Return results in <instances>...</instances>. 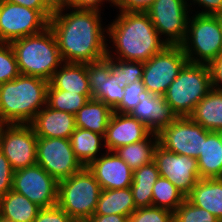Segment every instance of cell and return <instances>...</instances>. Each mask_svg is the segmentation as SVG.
Here are the masks:
<instances>
[{"label":"cell","mask_w":222,"mask_h":222,"mask_svg":"<svg viewBox=\"0 0 222 222\" xmlns=\"http://www.w3.org/2000/svg\"><path fill=\"white\" fill-rule=\"evenodd\" d=\"M102 20L101 11L92 9L66 7L53 12L49 28L64 62L86 64L106 57L109 40Z\"/></svg>","instance_id":"obj_1"},{"label":"cell","mask_w":222,"mask_h":222,"mask_svg":"<svg viewBox=\"0 0 222 222\" xmlns=\"http://www.w3.org/2000/svg\"><path fill=\"white\" fill-rule=\"evenodd\" d=\"M119 12L115 20L107 26V36L113 42V47L107 46L108 57L146 62L167 45L147 12ZM112 48L114 52L110 50Z\"/></svg>","instance_id":"obj_2"},{"label":"cell","mask_w":222,"mask_h":222,"mask_svg":"<svg viewBox=\"0 0 222 222\" xmlns=\"http://www.w3.org/2000/svg\"><path fill=\"white\" fill-rule=\"evenodd\" d=\"M49 82L19 75L0 85V121L3 124H29L46 105Z\"/></svg>","instance_id":"obj_3"},{"label":"cell","mask_w":222,"mask_h":222,"mask_svg":"<svg viewBox=\"0 0 222 222\" xmlns=\"http://www.w3.org/2000/svg\"><path fill=\"white\" fill-rule=\"evenodd\" d=\"M15 53L20 75L39 77L50 81L54 72L64 63L52 30L19 38L10 42Z\"/></svg>","instance_id":"obj_4"},{"label":"cell","mask_w":222,"mask_h":222,"mask_svg":"<svg viewBox=\"0 0 222 222\" xmlns=\"http://www.w3.org/2000/svg\"><path fill=\"white\" fill-rule=\"evenodd\" d=\"M212 89L209 66L187 63L163 98L177 117L189 116Z\"/></svg>","instance_id":"obj_5"},{"label":"cell","mask_w":222,"mask_h":222,"mask_svg":"<svg viewBox=\"0 0 222 222\" xmlns=\"http://www.w3.org/2000/svg\"><path fill=\"white\" fill-rule=\"evenodd\" d=\"M181 46L189 63L209 65L222 52V15L190 16Z\"/></svg>","instance_id":"obj_6"},{"label":"cell","mask_w":222,"mask_h":222,"mask_svg":"<svg viewBox=\"0 0 222 222\" xmlns=\"http://www.w3.org/2000/svg\"><path fill=\"white\" fill-rule=\"evenodd\" d=\"M101 190L93 173L84 166L58 181L57 205L74 220H88L95 212Z\"/></svg>","instance_id":"obj_7"},{"label":"cell","mask_w":222,"mask_h":222,"mask_svg":"<svg viewBox=\"0 0 222 222\" xmlns=\"http://www.w3.org/2000/svg\"><path fill=\"white\" fill-rule=\"evenodd\" d=\"M187 63L188 60L181 45H166L144 62L142 82L146 92L163 97Z\"/></svg>","instance_id":"obj_8"},{"label":"cell","mask_w":222,"mask_h":222,"mask_svg":"<svg viewBox=\"0 0 222 222\" xmlns=\"http://www.w3.org/2000/svg\"><path fill=\"white\" fill-rule=\"evenodd\" d=\"M190 10L186 0H154L146 12L167 45H181L187 35Z\"/></svg>","instance_id":"obj_9"},{"label":"cell","mask_w":222,"mask_h":222,"mask_svg":"<svg viewBox=\"0 0 222 222\" xmlns=\"http://www.w3.org/2000/svg\"><path fill=\"white\" fill-rule=\"evenodd\" d=\"M211 133L189 116L177 117L169 126L158 133V144L176 154L198 158L203 140Z\"/></svg>","instance_id":"obj_10"},{"label":"cell","mask_w":222,"mask_h":222,"mask_svg":"<svg viewBox=\"0 0 222 222\" xmlns=\"http://www.w3.org/2000/svg\"><path fill=\"white\" fill-rule=\"evenodd\" d=\"M49 27V20L39 11L0 0V42L38 34Z\"/></svg>","instance_id":"obj_11"},{"label":"cell","mask_w":222,"mask_h":222,"mask_svg":"<svg viewBox=\"0 0 222 222\" xmlns=\"http://www.w3.org/2000/svg\"><path fill=\"white\" fill-rule=\"evenodd\" d=\"M37 139L30 124H3L0 150L14 171L37 164Z\"/></svg>","instance_id":"obj_12"},{"label":"cell","mask_w":222,"mask_h":222,"mask_svg":"<svg viewBox=\"0 0 222 222\" xmlns=\"http://www.w3.org/2000/svg\"><path fill=\"white\" fill-rule=\"evenodd\" d=\"M37 164L57 181L69 178L84 166L76 158L70 139H37Z\"/></svg>","instance_id":"obj_13"},{"label":"cell","mask_w":222,"mask_h":222,"mask_svg":"<svg viewBox=\"0 0 222 222\" xmlns=\"http://www.w3.org/2000/svg\"><path fill=\"white\" fill-rule=\"evenodd\" d=\"M12 190L27 197L41 208L57 205L58 181L38 164L15 170Z\"/></svg>","instance_id":"obj_14"},{"label":"cell","mask_w":222,"mask_h":222,"mask_svg":"<svg viewBox=\"0 0 222 222\" xmlns=\"http://www.w3.org/2000/svg\"><path fill=\"white\" fill-rule=\"evenodd\" d=\"M160 176L173 183L187 197L200 178L196 158L168 151L159 144L154 151V159Z\"/></svg>","instance_id":"obj_15"},{"label":"cell","mask_w":222,"mask_h":222,"mask_svg":"<svg viewBox=\"0 0 222 222\" xmlns=\"http://www.w3.org/2000/svg\"><path fill=\"white\" fill-rule=\"evenodd\" d=\"M87 168L93 173L102 190L130 187L133 182V170L115 151H105Z\"/></svg>","instance_id":"obj_16"},{"label":"cell","mask_w":222,"mask_h":222,"mask_svg":"<svg viewBox=\"0 0 222 222\" xmlns=\"http://www.w3.org/2000/svg\"><path fill=\"white\" fill-rule=\"evenodd\" d=\"M152 131L130 113L113 112L104 136L107 151L145 140Z\"/></svg>","instance_id":"obj_17"},{"label":"cell","mask_w":222,"mask_h":222,"mask_svg":"<svg viewBox=\"0 0 222 222\" xmlns=\"http://www.w3.org/2000/svg\"><path fill=\"white\" fill-rule=\"evenodd\" d=\"M37 137L70 139L76 129L75 115L45 105L29 123Z\"/></svg>","instance_id":"obj_18"},{"label":"cell","mask_w":222,"mask_h":222,"mask_svg":"<svg viewBox=\"0 0 222 222\" xmlns=\"http://www.w3.org/2000/svg\"><path fill=\"white\" fill-rule=\"evenodd\" d=\"M130 114L146 124L153 133H158L177 118L163 97L150 93L142 96Z\"/></svg>","instance_id":"obj_19"},{"label":"cell","mask_w":222,"mask_h":222,"mask_svg":"<svg viewBox=\"0 0 222 222\" xmlns=\"http://www.w3.org/2000/svg\"><path fill=\"white\" fill-rule=\"evenodd\" d=\"M186 198L222 221V178L199 179Z\"/></svg>","instance_id":"obj_20"},{"label":"cell","mask_w":222,"mask_h":222,"mask_svg":"<svg viewBox=\"0 0 222 222\" xmlns=\"http://www.w3.org/2000/svg\"><path fill=\"white\" fill-rule=\"evenodd\" d=\"M49 84L58 90L82 95H92L89 87L86 64L64 62L53 74Z\"/></svg>","instance_id":"obj_21"},{"label":"cell","mask_w":222,"mask_h":222,"mask_svg":"<svg viewBox=\"0 0 222 222\" xmlns=\"http://www.w3.org/2000/svg\"><path fill=\"white\" fill-rule=\"evenodd\" d=\"M189 117L211 132L222 130V92L212 88Z\"/></svg>","instance_id":"obj_22"},{"label":"cell","mask_w":222,"mask_h":222,"mask_svg":"<svg viewBox=\"0 0 222 222\" xmlns=\"http://www.w3.org/2000/svg\"><path fill=\"white\" fill-rule=\"evenodd\" d=\"M113 112L103 101L92 98L77 111L76 127L105 136Z\"/></svg>","instance_id":"obj_23"},{"label":"cell","mask_w":222,"mask_h":222,"mask_svg":"<svg viewBox=\"0 0 222 222\" xmlns=\"http://www.w3.org/2000/svg\"><path fill=\"white\" fill-rule=\"evenodd\" d=\"M130 187L101 190L93 215L118 214L129 216L136 210Z\"/></svg>","instance_id":"obj_24"},{"label":"cell","mask_w":222,"mask_h":222,"mask_svg":"<svg viewBox=\"0 0 222 222\" xmlns=\"http://www.w3.org/2000/svg\"><path fill=\"white\" fill-rule=\"evenodd\" d=\"M197 162L201 179L222 178V142L217 132H211L203 140Z\"/></svg>","instance_id":"obj_25"},{"label":"cell","mask_w":222,"mask_h":222,"mask_svg":"<svg viewBox=\"0 0 222 222\" xmlns=\"http://www.w3.org/2000/svg\"><path fill=\"white\" fill-rule=\"evenodd\" d=\"M40 209L36 203L14 190L0 197V216L14 222H33Z\"/></svg>","instance_id":"obj_26"},{"label":"cell","mask_w":222,"mask_h":222,"mask_svg":"<svg viewBox=\"0 0 222 222\" xmlns=\"http://www.w3.org/2000/svg\"><path fill=\"white\" fill-rule=\"evenodd\" d=\"M70 142L76 158L85 167L98 159L103 154L101 147H105L103 135L78 127L71 134Z\"/></svg>","instance_id":"obj_27"},{"label":"cell","mask_w":222,"mask_h":222,"mask_svg":"<svg viewBox=\"0 0 222 222\" xmlns=\"http://www.w3.org/2000/svg\"><path fill=\"white\" fill-rule=\"evenodd\" d=\"M160 173L154 161L133 171L130 186L136 208L152 206V190Z\"/></svg>","instance_id":"obj_28"},{"label":"cell","mask_w":222,"mask_h":222,"mask_svg":"<svg viewBox=\"0 0 222 222\" xmlns=\"http://www.w3.org/2000/svg\"><path fill=\"white\" fill-rule=\"evenodd\" d=\"M157 145V133L152 132L145 140L121 146L115 152L134 171L153 161Z\"/></svg>","instance_id":"obj_29"},{"label":"cell","mask_w":222,"mask_h":222,"mask_svg":"<svg viewBox=\"0 0 222 222\" xmlns=\"http://www.w3.org/2000/svg\"><path fill=\"white\" fill-rule=\"evenodd\" d=\"M92 98V95L58 90L48 84L46 105L50 108L76 115L77 111Z\"/></svg>","instance_id":"obj_30"},{"label":"cell","mask_w":222,"mask_h":222,"mask_svg":"<svg viewBox=\"0 0 222 222\" xmlns=\"http://www.w3.org/2000/svg\"><path fill=\"white\" fill-rule=\"evenodd\" d=\"M186 197L165 177L160 176L152 190V206L174 212Z\"/></svg>","instance_id":"obj_31"},{"label":"cell","mask_w":222,"mask_h":222,"mask_svg":"<svg viewBox=\"0 0 222 222\" xmlns=\"http://www.w3.org/2000/svg\"><path fill=\"white\" fill-rule=\"evenodd\" d=\"M111 74L125 86L143 78L144 62L117 60L110 57Z\"/></svg>","instance_id":"obj_32"},{"label":"cell","mask_w":222,"mask_h":222,"mask_svg":"<svg viewBox=\"0 0 222 222\" xmlns=\"http://www.w3.org/2000/svg\"><path fill=\"white\" fill-rule=\"evenodd\" d=\"M174 222H220V220L186 198L174 211Z\"/></svg>","instance_id":"obj_33"},{"label":"cell","mask_w":222,"mask_h":222,"mask_svg":"<svg viewBox=\"0 0 222 222\" xmlns=\"http://www.w3.org/2000/svg\"><path fill=\"white\" fill-rule=\"evenodd\" d=\"M86 72L89 81V87L94 97L100 90V86L107 81L111 74L110 57L98 61L86 63Z\"/></svg>","instance_id":"obj_34"},{"label":"cell","mask_w":222,"mask_h":222,"mask_svg":"<svg viewBox=\"0 0 222 222\" xmlns=\"http://www.w3.org/2000/svg\"><path fill=\"white\" fill-rule=\"evenodd\" d=\"M19 75L18 63L10 43L0 42V85Z\"/></svg>","instance_id":"obj_35"},{"label":"cell","mask_w":222,"mask_h":222,"mask_svg":"<svg viewBox=\"0 0 222 222\" xmlns=\"http://www.w3.org/2000/svg\"><path fill=\"white\" fill-rule=\"evenodd\" d=\"M123 95L124 86L110 74L107 81L100 86L99 92L93 98L103 101L114 110L123 100Z\"/></svg>","instance_id":"obj_36"},{"label":"cell","mask_w":222,"mask_h":222,"mask_svg":"<svg viewBox=\"0 0 222 222\" xmlns=\"http://www.w3.org/2000/svg\"><path fill=\"white\" fill-rule=\"evenodd\" d=\"M130 222H174V212L160 207L137 208L130 216Z\"/></svg>","instance_id":"obj_37"},{"label":"cell","mask_w":222,"mask_h":222,"mask_svg":"<svg viewBox=\"0 0 222 222\" xmlns=\"http://www.w3.org/2000/svg\"><path fill=\"white\" fill-rule=\"evenodd\" d=\"M146 89L142 80L133 82L124 86V95L121 103L114 109V112L119 113H131V111L140 102L143 95H145Z\"/></svg>","instance_id":"obj_38"},{"label":"cell","mask_w":222,"mask_h":222,"mask_svg":"<svg viewBox=\"0 0 222 222\" xmlns=\"http://www.w3.org/2000/svg\"><path fill=\"white\" fill-rule=\"evenodd\" d=\"M58 205L50 208H41L33 222H74Z\"/></svg>","instance_id":"obj_39"},{"label":"cell","mask_w":222,"mask_h":222,"mask_svg":"<svg viewBox=\"0 0 222 222\" xmlns=\"http://www.w3.org/2000/svg\"><path fill=\"white\" fill-rule=\"evenodd\" d=\"M13 174L10 162L0 150V197L12 190Z\"/></svg>","instance_id":"obj_40"},{"label":"cell","mask_w":222,"mask_h":222,"mask_svg":"<svg viewBox=\"0 0 222 222\" xmlns=\"http://www.w3.org/2000/svg\"><path fill=\"white\" fill-rule=\"evenodd\" d=\"M154 0H114V6L122 12H146Z\"/></svg>","instance_id":"obj_41"},{"label":"cell","mask_w":222,"mask_h":222,"mask_svg":"<svg viewBox=\"0 0 222 222\" xmlns=\"http://www.w3.org/2000/svg\"><path fill=\"white\" fill-rule=\"evenodd\" d=\"M187 4L188 7H192L193 4L203 7L202 11L196 12L197 14L222 15V0H190Z\"/></svg>","instance_id":"obj_42"},{"label":"cell","mask_w":222,"mask_h":222,"mask_svg":"<svg viewBox=\"0 0 222 222\" xmlns=\"http://www.w3.org/2000/svg\"><path fill=\"white\" fill-rule=\"evenodd\" d=\"M208 66L212 88L222 92V52Z\"/></svg>","instance_id":"obj_43"},{"label":"cell","mask_w":222,"mask_h":222,"mask_svg":"<svg viewBox=\"0 0 222 222\" xmlns=\"http://www.w3.org/2000/svg\"><path fill=\"white\" fill-rule=\"evenodd\" d=\"M105 1L112 4L110 6H114V0H69V7L102 11L100 8Z\"/></svg>","instance_id":"obj_44"},{"label":"cell","mask_w":222,"mask_h":222,"mask_svg":"<svg viewBox=\"0 0 222 222\" xmlns=\"http://www.w3.org/2000/svg\"><path fill=\"white\" fill-rule=\"evenodd\" d=\"M10 3L19 4L34 10H39L48 20L52 16V12L45 6L42 0H4Z\"/></svg>","instance_id":"obj_45"},{"label":"cell","mask_w":222,"mask_h":222,"mask_svg":"<svg viewBox=\"0 0 222 222\" xmlns=\"http://www.w3.org/2000/svg\"><path fill=\"white\" fill-rule=\"evenodd\" d=\"M129 218L127 216L112 214V215H92L89 222H127Z\"/></svg>","instance_id":"obj_46"},{"label":"cell","mask_w":222,"mask_h":222,"mask_svg":"<svg viewBox=\"0 0 222 222\" xmlns=\"http://www.w3.org/2000/svg\"><path fill=\"white\" fill-rule=\"evenodd\" d=\"M45 6L53 13L55 11L68 8L69 0H42Z\"/></svg>","instance_id":"obj_47"},{"label":"cell","mask_w":222,"mask_h":222,"mask_svg":"<svg viewBox=\"0 0 222 222\" xmlns=\"http://www.w3.org/2000/svg\"><path fill=\"white\" fill-rule=\"evenodd\" d=\"M0 222H14V221L6 219V218L0 216Z\"/></svg>","instance_id":"obj_48"},{"label":"cell","mask_w":222,"mask_h":222,"mask_svg":"<svg viewBox=\"0 0 222 222\" xmlns=\"http://www.w3.org/2000/svg\"><path fill=\"white\" fill-rule=\"evenodd\" d=\"M217 133L219 134V137H220L221 142H222V130L217 131Z\"/></svg>","instance_id":"obj_49"},{"label":"cell","mask_w":222,"mask_h":222,"mask_svg":"<svg viewBox=\"0 0 222 222\" xmlns=\"http://www.w3.org/2000/svg\"><path fill=\"white\" fill-rule=\"evenodd\" d=\"M74 222H89L88 220H75Z\"/></svg>","instance_id":"obj_50"},{"label":"cell","mask_w":222,"mask_h":222,"mask_svg":"<svg viewBox=\"0 0 222 222\" xmlns=\"http://www.w3.org/2000/svg\"><path fill=\"white\" fill-rule=\"evenodd\" d=\"M3 126V123L0 121V130H1V127Z\"/></svg>","instance_id":"obj_51"}]
</instances>
